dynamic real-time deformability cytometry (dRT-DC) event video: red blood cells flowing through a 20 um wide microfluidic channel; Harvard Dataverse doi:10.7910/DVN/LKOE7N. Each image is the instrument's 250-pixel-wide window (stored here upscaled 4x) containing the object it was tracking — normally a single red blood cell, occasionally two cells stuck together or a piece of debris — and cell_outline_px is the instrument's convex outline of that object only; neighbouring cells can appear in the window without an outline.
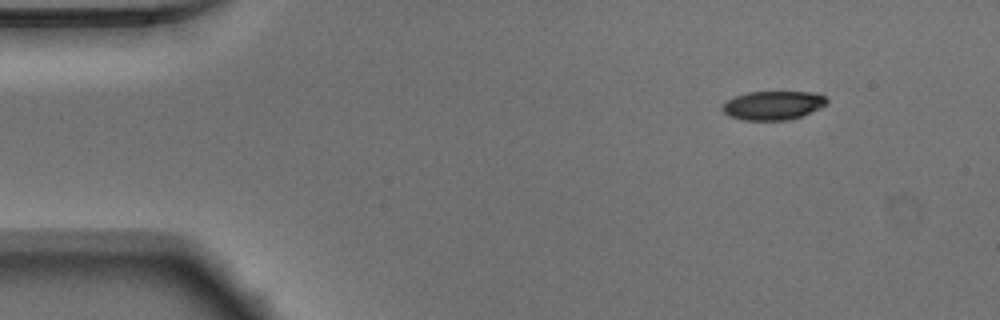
{"species": "Egyptian fruit bat (a non-hibernating species)", "species_latin": "Rousettus aegyptiacus", "temperature_condition": "warm", "stored_images_in_passage": 46, "camera_frame_rate_fps": 3000, "um_per_image_px": 0.085, "animal": {"sex": "male"}, "frame": {"image": 1, "passage_image": 1, "time_ms": 0.0, "image_size_px": [1000, 320], "cell_outline_px": [[828, 100], [820, 108], [800, 116], [788, 120], [744, 120], [728, 116], [720, 108], [728, 100], [736, 96], [748, 92], [812, 92], [824, 96]], "centroid_in_image_um": [65.68, 8.96], "position_along_channel_um": 19.3, "area_um2": 17.34}}
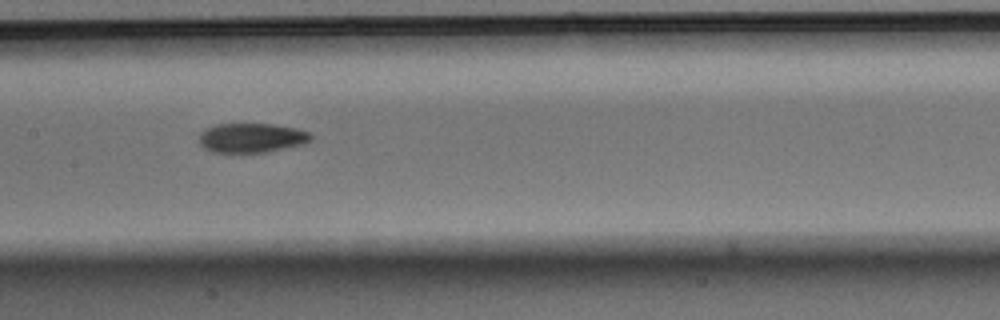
{"frame": {"image": 2, "passage_image": 20, "time_ms": 6.333, "image_size_px": [1000, 320], "cell_outline_px": [[312, 140], [304, 144], [268, 152], [212, 152], [204, 148], [200, 144], [200, 132], [216, 124], [272, 124], [296, 128], [312, 132]], "centroid_in_image_um": [21.43, 11.72], "position_along_channel_um": 186.0, "area_um2": 19.25}}
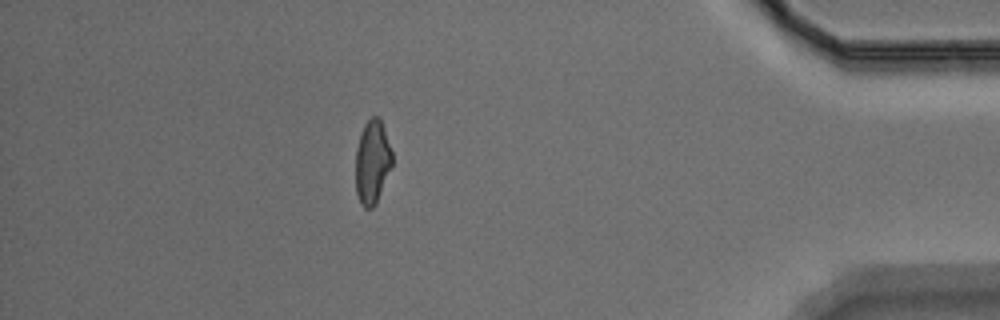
{"frame": {"image": 3, "passage_image": 40, "time_ms": 13.0, "image_size_px": [1000, 320], "cell_outline_px": [[392, 164], [376, 204], [372, 208], [364, 208], [360, 204], [356, 192], [356, 148], [360, 132], [364, 124], [372, 116], [380, 116], [392, 152]], "centroid_in_image_um": [31.63, 13.75], "position_along_channel_um": 403.6, "area_um2": 17.92}, "authors_computed_cell_mechanics": {"area_um2": 19.074, "velocity_mm_per_s": 3.9457, "shape_relaxation_time_tau1_ms": 3.1103, "shape_relaxation_time_tau2_ms": 3.2977, "deformation_change_tau1": 0.1443, "deformation_change_tau2": 0.1008}}